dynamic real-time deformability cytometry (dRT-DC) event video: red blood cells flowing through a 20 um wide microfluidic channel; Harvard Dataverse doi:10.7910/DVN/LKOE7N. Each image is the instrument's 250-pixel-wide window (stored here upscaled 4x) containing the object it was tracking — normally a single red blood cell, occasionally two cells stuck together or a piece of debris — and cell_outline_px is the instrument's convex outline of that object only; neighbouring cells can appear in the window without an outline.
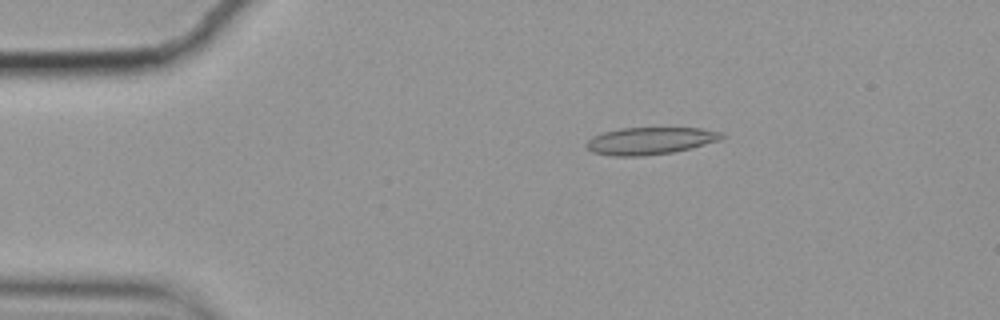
{"species": "common noctule bat (a hibernating species)", "species_latin": "Nyctalus noctula", "temperature_condition": "cold", "stored_images_in_passage": 48, "camera_frame_rate_fps": 3000, "um_per_image_px": 0.085, "animal": {"sex": "female", "body_mass_g": 19.9}, "frame": {"image": 1, "passage_image": 2, "time_ms": 0.333, "image_size_px": [1000, 320], "cell_outline_px": [[724, 136], [720, 140], [672, 152], [640, 156], [612, 156], [592, 152], [584, 144], [592, 136], [604, 132], [620, 128], [700, 128], [720, 132]], "centroid_in_image_um": [55.2, 11.97], "position_along_channel_um": 29.8, "area_um2": 21.21}}
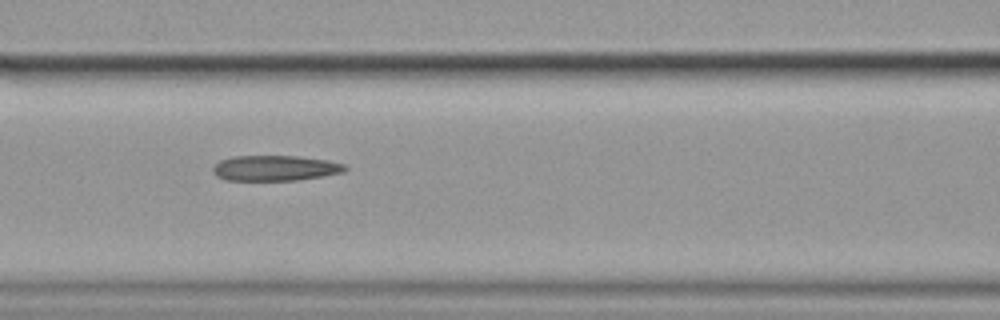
{"frame": {"image": 2, "passage_image": 16, "time_ms": 5.0, "image_size_px": [1000, 320], "cell_outline_px": [[348, 168], [344, 172], [296, 180], [224, 180], [216, 176], [212, 172], [212, 168], [220, 160], [236, 156], [296, 156], [328, 160], [344, 164]], "centroid_in_image_um": [23.36, 14.29], "position_along_channel_um": 143.2, "area_um2": 19.48}}
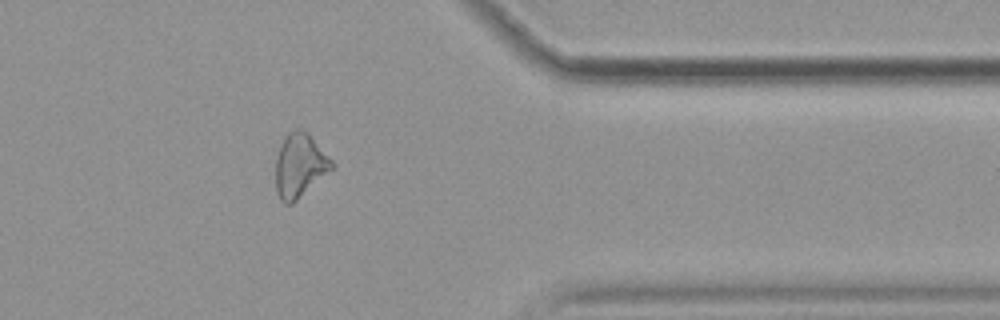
{"frame": {"image": 3, "passage_image": 38, "time_ms": 12.333, "image_size_px": [1000, 320], "cell_outline_px": [[332, 168], [292, 204], [284, 204], [280, 200], [276, 192], [276, 156], [280, 144], [284, 136], [288, 132], [296, 128], [300, 128], [308, 132], [332, 160]], "centroid_in_image_um": [25.43, 14.04], "position_along_channel_um": 386.0, "area_um2": 20.75}, "authors_computed_cell_mechanics": {"area_um2": 20.4612, "velocity_mm_per_s": 3.5107, "shape_relaxation_time_tau1_ms": null, "shape_relaxation_time_tau2_ms": 5.5743, "deformation_change_tau1": null, "deformation_change_tau2": 0.176}}